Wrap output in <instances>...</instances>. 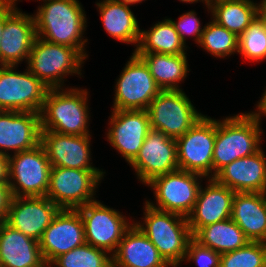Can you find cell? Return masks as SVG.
<instances>
[{"instance_id": "d4e9b609", "label": "cell", "mask_w": 266, "mask_h": 267, "mask_svg": "<svg viewBox=\"0 0 266 267\" xmlns=\"http://www.w3.org/2000/svg\"><path fill=\"white\" fill-rule=\"evenodd\" d=\"M231 219L250 241L266 240V193L236 192Z\"/></svg>"}, {"instance_id": "5b68a950", "label": "cell", "mask_w": 266, "mask_h": 267, "mask_svg": "<svg viewBox=\"0 0 266 267\" xmlns=\"http://www.w3.org/2000/svg\"><path fill=\"white\" fill-rule=\"evenodd\" d=\"M84 60L87 58L78 49L50 43L36 36L25 67L49 89L68 88L65 82L69 75L83 77Z\"/></svg>"}, {"instance_id": "2e32d148", "label": "cell", "mask_w": 266, "mask_h": 267, "mask_svg": "<svg viewBox=\"0 0 266 267\" xmlns=\"http://www.w3.org/2000/svg\"><path fill=\"white\" fill-rule=\"evenodd\" d=\"M143 185L178 168L176 139L150 130L136 158L129 164Z\"/></svg>"}, {"instance_id": "7c38bea8", "label": "cell", "mask_w": 266, "mask_h": 267, "mask_svg": "<svg viewBox=\"0 0 266 267\" xmlns=\"http://www.w3.org/2000/svg\"><path fill=\"white\" fill-rule=\"evenodd\" d=\"M50 161L42 144L9 156V186L13 197L46 196Z\"/></svg>"}, {"instance_id": "b9f144b4", "label": "cell", "mask_w": 266, "mask_h": 267, "mask_svg": "<svg viewBox=\"0 0 266 267\" xmlns=\"http://www.w3.org/2000/svg\"><path fill=\"white\" fill-rule=\"evenodd\" d=\"M180 2L182 3H187V4H194V3H199V2H202L205 6H206V9H207V12L210 13V5L208 3H205L204 0H179Z\"/></svg>"}, {"instance_id": "f35d334b", "label": "cell", "mask_w": 266, "mask_h": 267, "mask_svg": "<svg viewBox=\"0 0 266 267\" xmlns=\"http://www.w3.org/2000/svg\"><path fill=\"white\" fill-rule=\"evenodd\" d=\"M264 92L261 95L262 97L260 98L259 101H257L256 105V110L250 111L249 113L254 116L255 118H258L260 121H262V116L266 117V86L264 88Z\"/></svg>"}, {"instance_id": "f1b7e54d", "label": "cell", "mask_w": 266, "mask_h": 267, "mask_svg": "<svg viewBox=\"0 0 266 267\" xmlns=\"http://www.w3.org/2000/svg\"><path fill=\"white\" fill-rule=\"evenodd\" d=\"M260 2L254 0H214L210 5V17L238 37L257 18Z\"/></svg>"}, {"instance_id": "4fadbf2b", "label": "cell", "mask_w": 266, "mask_h": 267, "mask_svg": "<svg viewBox=\"0 0 266 267\" xmlns=\"http://www.w3.org/2000/svg\"><path fill=\"white\" fill-rule=\"evenodd\" d=\"M216 119L207 114L176 139L178 168L213 178Z\"/></svg>"}, {"instance_id": "7a4b0ae2", "label": "cell", "mask_w": 266, "mask_h": 267, "mask_svg": "<svg viewBox=\"0 0 266 267\" xmlns=\"http://www.w3.org/2000/svg\"><path fill=\"white\" fill-rule=\"evenodd\" d=\"M89 93L80 86L48 89L40 111L41 131L91 135Z\"/></svg>"}, {"instance_id": "60d3db41", "label": "cell", "mask_w": 266, "mask_h": 267, "mask_svg": "<svg viewBox=\"0 0 266 267\" xmlns=\"http://www.w3.org/2000/svg\"><path fill=\"white\" fill-rule=\"evenodd\" d=\"M4 25H5V4H0V41L2 39Z\"/></svg>"}, {"instance_id": "d6a6232c", "label": "cell", "mask_w": 266, "mask_h": 267, "mask_svg": "<svg viewBox=\"0 0 266 267\" xmlns=\"http://www.w3.org/2000/svg\"><path fill=\"white\" fill-rule=\"evenodd\" d=\"M238 54L253 63L266 60V31L258 17L239 36Z\"/></svg>"}, {"instance_id": "ba28073f", "label": "cell", "mask_w": 266, "mask_h": 267, "mask_svg": "<svg viewBox=\"0 0 266 267\" xmlns=\"http://www.w3.org/2000/svg\"><path fill=\"white\" fill-rule=\"evenodd\" d=\"M183 90L161 91L147 108L150 128L177 139L205 114L201 113Z\"/></svg>"}, {"instance_id": "30bf717a", "label": "cell", "mask_w": 266, "mask_h": 267, "mask_svg": "<svg viewBox=\"0 0 266 267\" xmlns=\"http://www.w3.org/2000/svg\"><path fill=\"white\" fill-rule=\"evenodd\" d=\"M114 85L112 110H147L162 91L144 60L131 53Z\"/></svg>"}, {"instance_id": "9c48e42d", "label": "cell", "mask_w": 266, "mask_h": 267, "mask_svg": "<svg viewBox=\"0 0 266 267\" xmlns=\"http://www.w3.org/2000/svg\"><path fill=\"white\" fill-rule=\"evenodd\" d=\"M83 223L85 242L113 255L122 240L124 233L132 226L130 220L118 211L96 200L77 208Z\"/></svg>"}, {"instance_id": "8fae6325", "label": "cell", "mask_w": 266, "mask_h": 267, "mask_svg": "<svg viewBox=\"0 0 266 267\" xmlns=\"http://www.w3.org/2000/svg\"><path fill=\"white\" fill-rule=\"evenodd\" d=\"M0 65V111L40 113L48 87L26 67Z\"/></svg>"}, {"instance_id": "ab89813d", "label": "cell", "mask_w": 266, "mask_h": 267, "mask_svg": "<svg viewBox=\"0 0 266 267\" xmlns=\"http://www.w3.org/2000/svg\"><path fill=\"white\" fill-rule=\"evenodd\" d=\"M257 17L262 22L263 27L266 31V0H260V4L257 10Z\"/></svg>"}, {"instance_id": "484cf974", "label": "cell", "mask_w": 266, "mask_h": 267, "mask_svg": "<svg viewBox=\"0 0 266 267\" xmlns=\"http://www.w3.org/2000/svg\"><path fill=\"white\" fill-rule=\"evenodd\" d=\"M95 5L106 33L120 43L137 48L141 29L130 6L115 0H98Z\"/></svg>"}, {"instance_id": "52a82bcc", "label": "cell", "mask_w": 266, "mask_h": 267, "mask_svg": "<svg viewBox=\"0 0 266 267\" xmlns=\"http://www.w3.org/2000/svg\"><path fill=\"white\" fill-rule=\"evenodd\" d=\"M105 174L103 170L51 167L46 197L61 209H77L97 200L95 195Z\"/></svg>"}, {"instance_id": "5bb4252c", "label": "cell", "mask_w": 266, "mask_h": 267, "mask_svg": "<svg viewBox=\"0 0 266 267\" xmlns=\"http://www.w3.org/2000/svg\"><path fill=\"white\" fill-rule=\"evenodd\" d=\"M107 142L130 164L151 130L147 110H110Z\"/></svg>"}, {"instance_id": "ac0fdd59", "label": "cell", "mask_w": 266, "mask_h": 267, "mask_svg": "<svg viewBox=\"0 0 266 267\" xmlns=\"http://www.w3.org/2000/svg\"><path fill=\"white\" fill-rule=\"evenodd\" d=\"M60 210L46 196L12 197L5 222L39 241Z\"/></svg>"}, {"instance_id": "74e56055", "label": "cell", "mask_w": 266, "mask_h": 267, "mask_svg": "<svg viewBox=\"0 0 266 267\" xmlns=\"http://www.w3.org/2000/svg\"><path fill=\"white\" fill-rule=\"evenodd\" d=\"M0 184H9V156L0 153Z\"/></svg>"}, {"instance_id": "836d02e7", "label": "cell", "mask_w": 266, "mask_h": 267, "mask_svg": "<svg viewBox=\"0 0 266 267\" xmlns=\"http://www.w3.org/2000/svg\"><path fill=\"white\" fill-rule=\"evenodd\" d=\"M220 267H266V244L249 241L237 250L221 254Z\"/></svg>"}, {"instance_id": "6da1fadb", "label": "cell", "mask_w": 266, "mask_h": 267, "mask_svg": "<svg viewBox=\"0 0 266 267\" xmlns=\"http://www.w3.org/2000/svg\"><path fill=\"white\" fill-rule=\"evenodd\" d=\"M36 1H39V4L43 1L33 14L36 36L50 43L76 48L88 59L89 55L85 48L88 39L84 34L88 20L81 2L79 0Z\"/></svg>"}, {"instance_id": "4dcf8cb0", "label": "cell", "mask_w": 266, "mask_h": 267, "mask_svg": "<svg viewBox=\"0 0 266 267\" xmlns=\"http://www.w3.org/2000/svg\"><path fill=\"white\" fill-rule=\"evenodd\" d=\"M210 19L204 25L203 33L197 45L211 56L223 60L233 54H238L239 37L219 25L211 17Z\"/></svg>"}, {"instance_id": "3957f363", "label": "cell", "mask_w": 266, "mask_h": 267, "mask_svg": "<svg viewBox=\"0 0 266 267\" xmlns=\"http://www.w3.org/2000/svg\"><path fill=\"white\" fill-rule=\"evenodd\" d=\"M261 124L262 122L249 112L216 119L213 177L225 165L252 155L262 147L264 132Z\"/></svg>"}, {"instance_id": "44dd1931", "label": "cell", "mask_w": 266, "mask_h": 267, "mask_svg": "<svg viewBox=\"0 0 266 267\" xmlns=\"http://www.w3.org/2000/svg\"><path fill=\"white\" fill-rule=\"evenodd\" d=\"M206 180L205 187L201 185L194 208L187 217L192 235L199 228L231 218L236 192L214 178Z\"/></svg>"}, {"instance_id": "8d00e7d4", "label": "cell", "mask_w": 266, "mask_h": 267, "mask_svg": "<svg viewBox=\"0 0 266 267\" xmlns=\"http://www.w3.org/2000/svg\"><path fill=\"white\" fill-rule=\"evenodd\" d=\"M12 197L9 184H0V223L7 217Z\"/></svg>"}, {"instance_id": "8992f818", "label": "cell", "mask_w": 266, "mask_h": 267, "mask_svg": "<svg viewBox=\"0 0 266 267\" xmlns=\"http://www.w3.org/2000/svg\"><path fill=\"white\" fill-rule=\"evenodd\" d=\"M206 177L201 174L177 169L153 178L145 186L154 191V201L145 200L151 207L188 217L196 203L201 182ZM154 202V203H153Z\"/></svg>"}, {"instance_id": "cb8c5ba5", "label": "cell", "mask_w": 266, "mask_h": 267, "mask_svg": "<svg viewBox=\"0 0 266 267\" xmlns=\"http://www.w3.org/2000/svg\"><path fill=\"white\" fill-rule=\"evenodd\" d=\"M0 262L2 267H47L39 241L0 223Z\"/></svg>"}, {"instance_id": "603a6c76", "label": "cell", "mask_w": 266, "mask_h": 267, "mask_svg": "<svg viewBox=\"0 0 266 267\" xmlns=\"http://www.w3.org/2000/svg\"><path fill=\"white\" fill-rule=\"evenodd\" d=\"M112 267H171L157 248L133 223L124 233L115 253Z\"/></svg>"}, {"instance_id": "e575fe53", "label": "cell", "mask_w": 266, "mask_h": 267, "mask_svg": "<svg viewBox=\"0 0 266 267\" xmlns=\"http://www.w3.org/2000/svg\"><path fill=\"white\" fill-rule=\"evenodd\" d=\"M221 254L205 247L193 238L189 241L184 262L195 263L198 267H220Z\"/></svg>"}, {"instance_id": "ee69618b", "label": "cell", "mask_w": 266, "mask_h": 267, "mask_svg": "<svg viewBox=\"0 0 266 267\" xmlns=\"http://www.w3.org/2000/svg\"><path fill=\"white\" fill-rule=\"evenodd\" d=\"M18 1H20V0H0V4H15V5H17Z\"/></svg>"}, {"instance_id": "7402d4cb", "label": "cell", "mask_w": 266, "mask_h": 267, "mask_svg": "<svg viewBox=\"0 0 266 267\" xmlns=\"http://www.w3.org/2000/svg\"><path fill=\"white\" fill-rule=\"evenodd\" d=\"M213 178L234 192L266 193V155L263 148L225 165Z\"/></svg>"}, {"instance_id": "f6af8a7d", "label": "cell", "mask_w": 266, "mask_h": 267, "mask_svg": "<svg viewBox=\"0 0 266 267\" xmlns=\"http://www.w3.org/2000/svg\"><path fill=\"white\" fill-rule=\"evenodd\" d=\"M205 1V3H208V4H210L212 1H214V0H204Z\"/></svg>"}, {"instance_id": "ffe728a7", "label": "cell", "mask_w": 266, "mask_h": 267, "mask_svg": "<svg viewBox=\"0 0 266 267\" xmlns=\"http://www.w3.org/2000/svg\"><path fill=\"white\" fill-rule=\"evenodd\" d=\"M40 142V113L0 111L1 154L10 156L12 153L32 149Z\"/></svg>"}, {"instance_id": "7bdbcfd3", "label": "cell", "mask_w": 266, "mask_h": 267, "mask_svg": "<svg viewBox=\"0 0 266 267\" xmlns=\"http://www.w3.org/2000/svg\"><path fill=\"white\" fill-rule=\"evenodd\" d=\"M115 1L124 3V4L128 5V6H132L134 4H138V3L140 4V3H142V2H144L146 0H115Z\"/></svg>"}, {"instance_id": "e0dca14e", "label": "cell", "mask_w": 266, "mask_h": 267, "mask_svg": "<svg viewBox=\"0 0 266 267\" xmlns=\"http://www.w3.org/2000/svg\"><path fill=\"white\" fill-rule=\"evenodd\" d=\"M85 243L84 223L77 209H61L39 240L47 266L58 256Z\"/></svg>"}, {"instance_id": "1f68e13d", "label": "cell", "mask_w": 266, "mask_h": 267, "mask_svg": "<svg viewBox=\"0 0 266 267\" xmlns=\"http://www.w3.org/2000/svg\"><path fill=\"white\" fill-rule=\"evenodd\" d=\"M47 267H112V255L85 243L58 256Z\"/></svg>"}, {"instance_id": "277c9868", "label": "cell", "mask_w": 266, "mask_h": 267, "mask_svg": "<svg viewBox=\"0 0 266 267\" xmlns=\"http://www.w3.org/2000/svg\"><path fill=\"white\" fill-rule=\"evenodd\" d=\"M143 204L144 216L139 221L134 218V224L171 267H180L185 259L188 243L192 239L187 218L153 208L146 202Z\"/></svg>"}, {"instance_id": "d6986e66", "label": "cell", "mask_w": 266, "mask_h": 267, "mask_svg": "<svg viewBox=\"0 0 266 267\" xmlns=\"http://www.w3.org/2000/svg\"><path fill=\"white\" fill-rule=\"evenodd\" d=\"M92 135H64L53 131H41V144L52 167L81 170H103L93 165Z\"/></svg>"}, {"instance_id": "f546056e", "label": "cell", "mask_w": 266, "mask_h": 267, "mask_svg": "<svg viewBox=\"0 0 266 267\" xmlns=\"http://www.w3.org/2000/svg\"><path fill=\"white\" fill-rule=\"evenodd\" d=\"M192 238L220 254L237 250L250 241L231 218L199 228Z\"/></svg>"}, {"instance_id": "4316f807", "label": "cell", "mask_w": 266, "mask_h": 267, "mask_svg": "<svg viewBox=\"0 0 266 267\" xmlns=\"http://www.w3.org/2000/svg\"><path fill=\"white\" fill-rule=\"evenodd\" d=\"M147 64L157 86L162 90H183L181 85L191 71L187 54L136 53ZM182 82V83H181Z\"/></svg>"}, {"instance_id": "d590c367", "label": "cell", "mask_w": 266, "mask_h": 267, "mask_svg": "<svg viewBox=\"0 0 266 267\" xmlns=\"http://www.w3.org/2000/svg\"><path fill=\"white\" fill-rule=\"evenodd\" d=\"M175 26L176 31L181 37V40L187 45L186 40L187 37L190 36L193 38L196 44L199 43L201 34L203 33L204 26L201 25L200 17H197V13L195 10H190L188 12H184L178 17V21H175L169 18ZM188 35V36H187Z\"/></svg>"}, {"instance_id": "83f0119b", "label": "cell", "mask_w": 266, "mask_h": 267, "mask_svg": "<svg viewBox=\"0 0 266 267\" xmlns=\"http://www.w3.org/2000/svg\"><path fill=\"white\" fill-rule=\"evenodd\" d=\"M188 45L181 40L169 18L157 21L148 30L141 29L135 53H163L169 55L187 53Z\"/></svg>"}, {"instance_id": "9a60e30c", "label": "cell", "mask_w": 266, "mask_h": 267, "mask_svg": "<svg viewBox=\"0 0 266 267\" xmlns=\"http://www.w3.org/2000/svg\"><path fill=\"white\" fill-rule=\"evenodd\" d=\"M36 38L33 14L22 12L15 4H5V25L0 41V65L27 64Z\"/></svg>"}]
</instances>
